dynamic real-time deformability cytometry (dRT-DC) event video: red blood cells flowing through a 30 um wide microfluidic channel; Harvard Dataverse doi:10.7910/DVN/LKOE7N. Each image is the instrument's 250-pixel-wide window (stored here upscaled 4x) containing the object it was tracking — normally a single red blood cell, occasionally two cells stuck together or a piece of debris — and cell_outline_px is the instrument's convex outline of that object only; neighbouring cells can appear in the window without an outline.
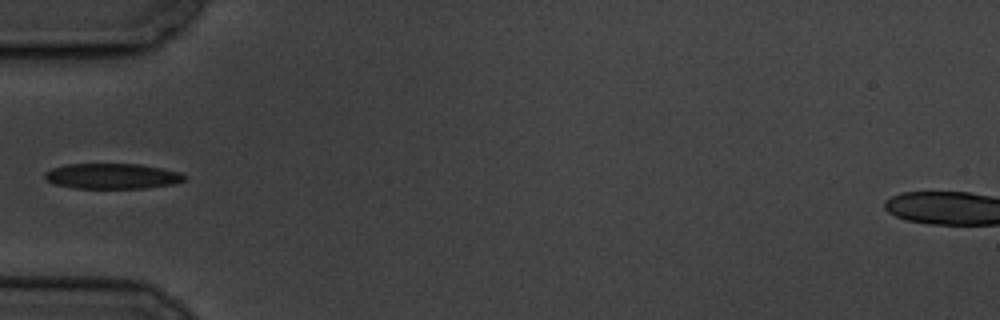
{"species": "common noctule bat (a hibernating species)", "species_latin": "Nyctalus noctula", "temperature_condition": "cold", "stored_images_in_passage": 2, "camera_frame_rate_fps": 3000, "um_per_image_px": 0.085, "animal": {"sex": "male", "body_mass_g": 19.5, "forearm_length_mm": 54.6}, "frame": {"image": 1, "passage_image": 2, "time_ms": 1.0, "image_size_px": [1000, 320], "cell_outline_px": [[188, 176], [184, 180], [172, 184], [144, 188], [72, 188], [56, 184], [48, 180], [44, 176], [44, 172], [52, 168], [68, 164], [140, 164], [180, 172]], "centroid_in_image_um": [9.54, 14.97], "position_along_channel_um": 75.5, "area_um2": 20.58}}